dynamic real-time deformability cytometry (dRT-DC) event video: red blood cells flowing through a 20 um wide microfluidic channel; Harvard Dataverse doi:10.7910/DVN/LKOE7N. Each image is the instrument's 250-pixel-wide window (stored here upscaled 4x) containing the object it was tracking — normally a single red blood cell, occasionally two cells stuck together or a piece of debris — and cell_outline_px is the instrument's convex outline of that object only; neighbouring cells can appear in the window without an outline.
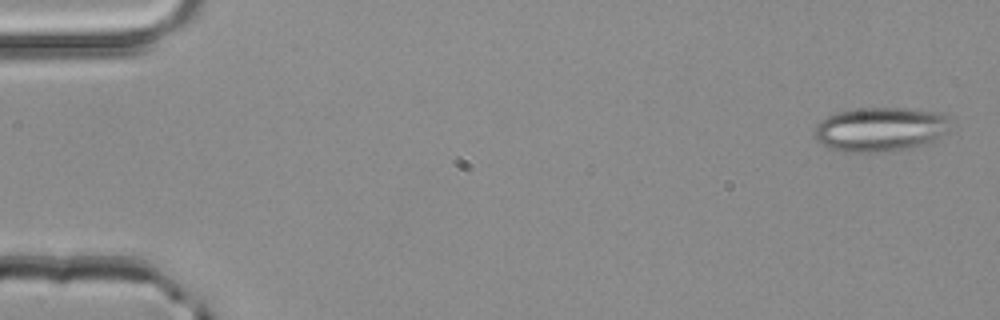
{"species": "common noctule bat (a hibernating species)", "species_latin": "Nyctalus noctula", "temperature_condition": "room temperature", "stored_images_in_passage": 4, "camera_frame_rate_fps": 3000, "um_per_image_px": 0.085, "animal": {"sex": "male", "body_mass_g": 20.4}, "frame": {"image": 1, "passage_image": 1, "time_ms": 0.0, "image_size_px": [1000, 320], "cell_outline_px": [[948, 132], [924, 144], [888, 152], [844, 152], [832, 148], [816, 140], [816, 124], [820, 120], [836, 112], [868, 108], [908, 108], [944, 112], [948, 116]], "centroid_in_image_um": [74.85, 10.98], "position_along_channel_um": 10.1, "area_um2": 34.91}}
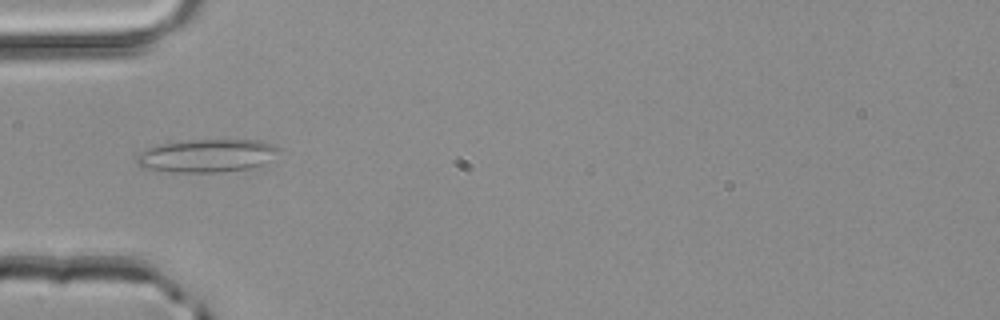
{"frame": {"image": 2, "passage_image": 4, "time_ms": 1.0, "image_size_px": [1000, 320], "cell_outline_px": [[280, 148], [264, 164], [248, 168], [224, 172], [180, 172], [140, 168], [136, 164], [136, 156], [140, 152], [148, 148], [160, 144], [188, 140], [260, 140], [272, 144]], "centroid_in_image_um": [17.53, 13.23], "position_along_channel_um": 67.5, "area_um2": 27.22}}